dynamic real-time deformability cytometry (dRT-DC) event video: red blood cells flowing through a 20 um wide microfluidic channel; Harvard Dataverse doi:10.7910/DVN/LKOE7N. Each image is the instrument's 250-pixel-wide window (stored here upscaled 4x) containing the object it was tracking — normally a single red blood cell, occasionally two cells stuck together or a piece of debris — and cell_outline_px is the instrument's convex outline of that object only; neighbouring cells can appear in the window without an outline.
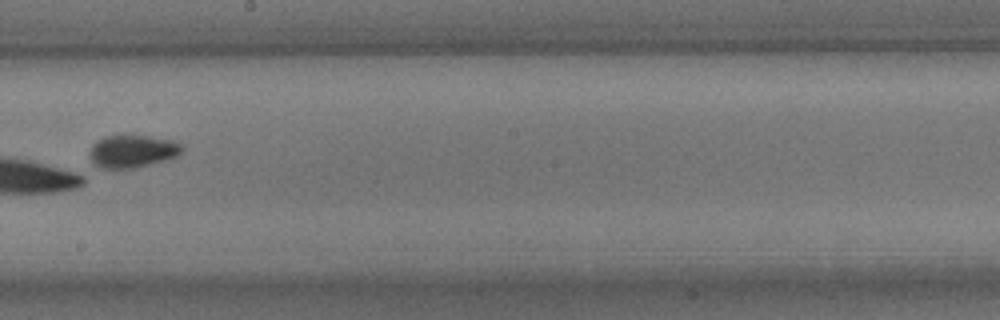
{"species": "common noctule bat (a hibernating species)", "species_latin": "Nyctalus noctula", "temperature_condition": "room temperature", "stored_images_in_passage": 9, "camera_frame_rate_fps": 3000, "um_per_image_px": 0.085, "animal": {"sex": "male", "body_mass_g": 15.6}, "frame": {"image": 1, "passage_image": 7, "time_ms": 7.0, "image_size_px": [1000, 320], "cell_outline_px": [[184, 148], [176, 156], [164, 160], [132, 168], [92, 168], [92, 144], [108, 136], [132, 132], [172, 140], [180, 144]], "centroid_in_image_um": [11.25, 12.81], "position_along_channel_um": 237.0, "area_um2": 17.8}}